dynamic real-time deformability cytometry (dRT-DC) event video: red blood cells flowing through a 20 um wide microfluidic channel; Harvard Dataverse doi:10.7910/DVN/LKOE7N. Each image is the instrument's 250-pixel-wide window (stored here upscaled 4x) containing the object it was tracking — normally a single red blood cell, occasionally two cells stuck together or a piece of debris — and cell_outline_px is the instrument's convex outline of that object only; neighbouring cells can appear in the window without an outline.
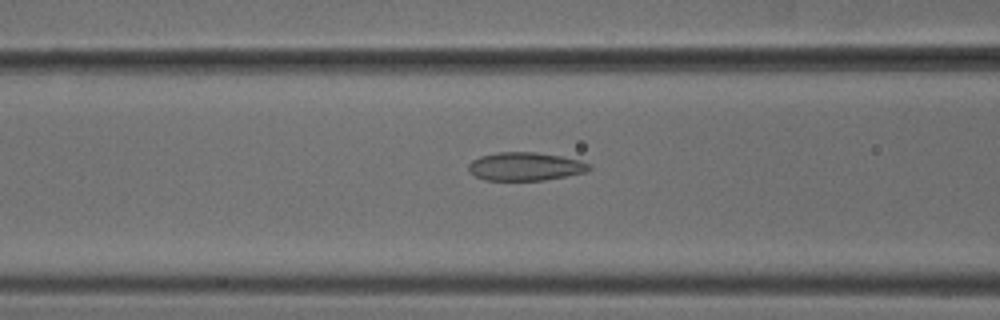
{"species": "common noctule bat (a hibernating species)", "species_latin": "Nyctalus noctula", "temperature_condition": "cold", "stored_images_in_passage": 38, "camera_frame_rate_fps": 3000, "um_per_image_px": 0.085, "animal": {"sex": "male", "body_mass_g": 18.8}, "frame": {"image": 1, "passage_image": 7, "time_ms": 2.0, "image_size_px": [1000, 320], "cell_outline_px": [[592, 168], [588, 172], [544, 180], [484, 180], [468, 172], [468, 164], [472, 160], [480, 156], [496, 152], [536, 152], [560, 156], [580, 160], [592, 164]], "centroid_in_image_um": [44.66, 14.15], "position_along_channel_um": 121.9, "area_um2": 20.11}}
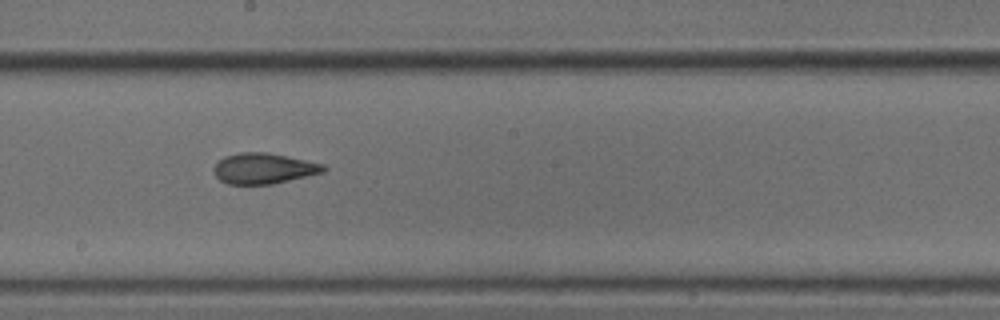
{"frame": {"image": 2, "passage_image": 15, "time_ms": 4.667, "image_size_px": [1000, 320], "cell_outline_px": [[328, 168], [324, 172], [272, 184], [228, 184], [220, 180], [216, 176], [212, 168], [216, 160], [224, 156], [240, 152], [268, 152], [324, 164]], "centroid_in_image_um": [22.38, 14.31], "position_along_channel_um": 225.8, "area_um2": 19.77}}
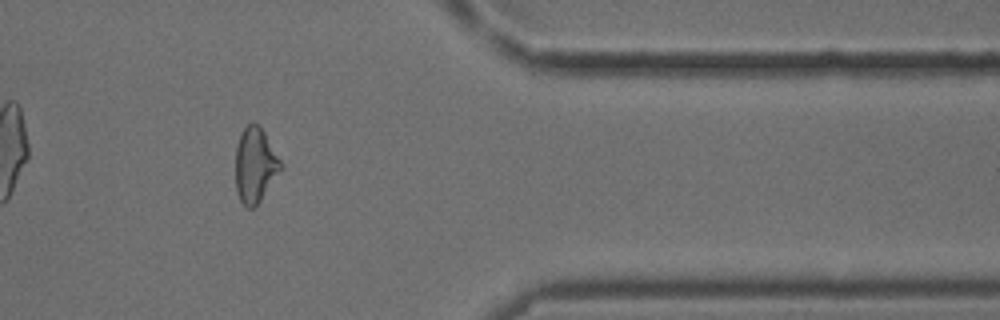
{"frame": {"image": 3, "passage_image": 29, "time_ms": 9.333, "image_size_px": [1000, 320], "cell_outline_px": [[284, 164], [260, 200], [252, 208], [248, 208], [240, 200], [236, 192], [236, 144], [244, 128], [252, 120], [260, 124]], "centroid_in_image_um": [21.69, 13.97], "position_along_channel_um": 389.7, "area_um2": 19.77}, "authors_computed_cell_mechanics": {"area_um2": 19.7676, "velocity_mm_per_s": 3.889, "shape_relaxation_time_tau1_ms": 10.681, "shape_relaxation_time_tau2_ms": 1.9603, "deformation_change_tau1": 0.205, "deformation_change_tau2": 0.0705}}